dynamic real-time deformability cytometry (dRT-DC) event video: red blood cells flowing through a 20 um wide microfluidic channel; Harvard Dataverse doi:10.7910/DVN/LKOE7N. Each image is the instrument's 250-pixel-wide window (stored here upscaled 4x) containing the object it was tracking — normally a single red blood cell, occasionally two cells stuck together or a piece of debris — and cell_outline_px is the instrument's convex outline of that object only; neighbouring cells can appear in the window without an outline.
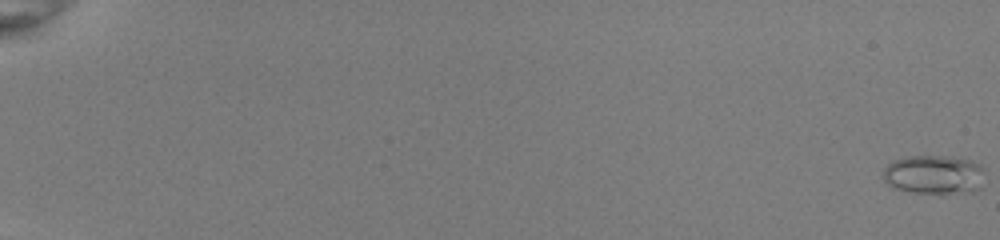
{"species": "common noctule bat (a hibernating species)", "species_latin": "Nyctalus noctula", "temperature_condition": "room temperature", "stored_images_in_passage": 25, "camera_frame_rate_fps": 3000, "um_per_image_px": 0.085, "animal": {"sex": "female", "body_mass_g": 22.0, "forearm_length_mm": 56.7}, "frame": {"image": 1, "passage_image": 1, "time_ms": 0.0, "image_size_px": [1000, 240], "cell_outline_px": [[984, 168], [980, 188], [948, 192], [916, 192], [900, 188], [884, 180], [884, 168], [888, 164], [896, 160], [908, 156], [940, 156], [968, 160], [980, 164]], "centroid_in_image_um": [79.39, 14.8], "position_along_channel_um": 5.6, "area_um2": 21.96}}
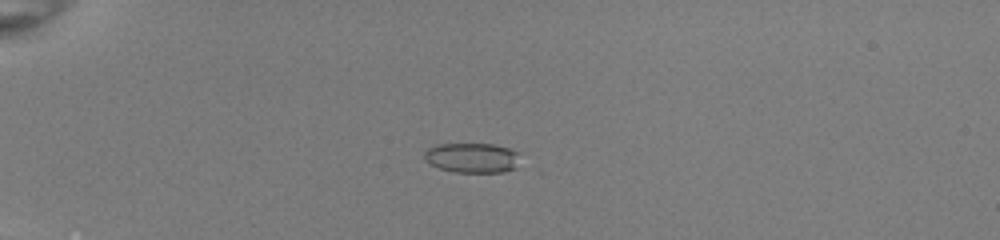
{"frame": {"image": 2, "passage_image": 17, "time_ms": 5.333, "image_size_px": [1000, 240], "cell_outline_px": [[516, 168], [504, 172], [456, 172], [440, 168], [432, 164], [424, 156], [424, 152], [428, 148], [440, 144], [492, 144], [508, 148], [516, 152]], "centroid_in_image_um": [40.12, 13.41], "position_along_channel_um": 44.9, "area_um2": 16.24}}
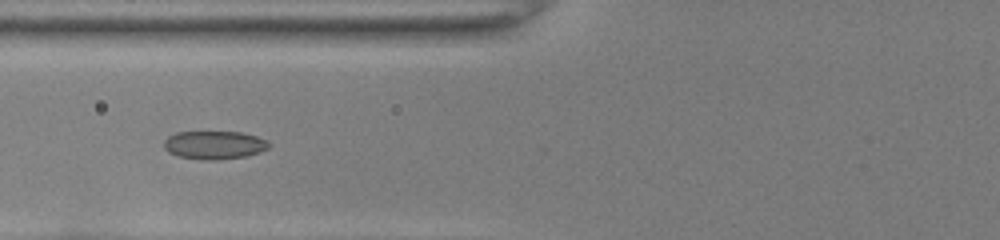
{"frame": {"image": 3, "passage_image": 25, "time_ms": 8.0, "image_size_px": [1000, 240], "cell_outline_px": [[272, 144], [268, 148], [260, 152], [248, 156], [216, 160], [204, 160], [180, 156], [168, 152], [164, 148], [164, 140], [168, 136], [176, 132], [240, 132], [256, 136]], "centroid_in_image_um": [18.22, 12.33], "position_along_channel_um": 107.6, "area_um2": 17.28}}